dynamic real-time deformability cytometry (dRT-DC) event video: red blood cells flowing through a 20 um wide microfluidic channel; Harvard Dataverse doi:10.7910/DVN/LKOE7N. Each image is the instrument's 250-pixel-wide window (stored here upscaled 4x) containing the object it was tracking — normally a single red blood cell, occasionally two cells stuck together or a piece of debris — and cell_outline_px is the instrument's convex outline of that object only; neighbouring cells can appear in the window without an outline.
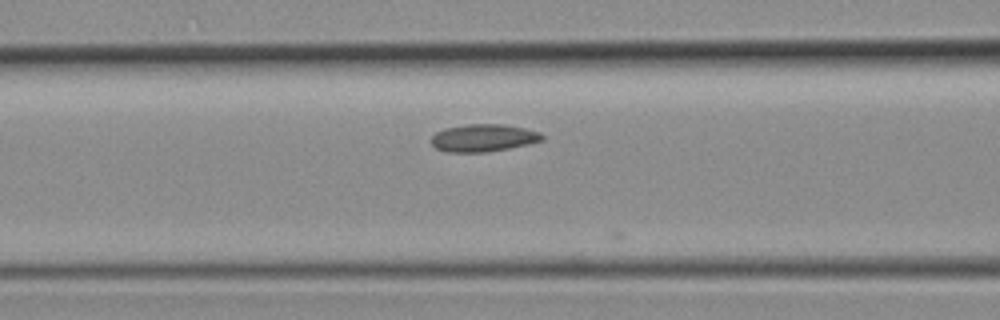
{"species": "common noctule bat (a hibernating species)", "species_latin": "Nyctalus noctula", "temperature_condition": "room temperature", "stored_images_in_passage": 8, "camera_frame_rate_fps": 3000, "um_per_image_px": 0.085, "animal": {"sex": "female", "body_mass_g": 19.3, "forearm_length_mm": 54.1}, "frame": {"image": 1, "passage_image": 5, "time_ms": 1.333, "image_size_px": [1000, 320], "cell_outline_px": [[544, 140], [532, 144], [488, 152], [448, 152], [436, 148], [432, 144], [432, 136], [436, 132], [444, 128], [468, 124], [504, 124], [524, 128], [540, 132], [544, 136]], "centroid_in_image_um": [41.13, 11.72], "position_along_channel_um": 125.5, "area_um2": 17.92}}
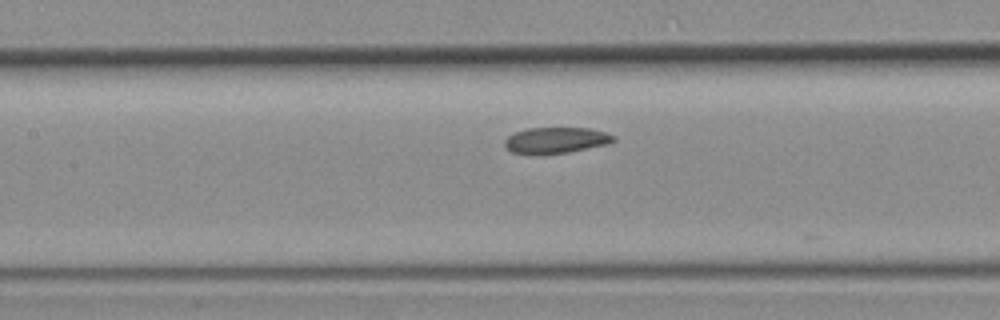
{"frame": {"image": 2, "passage_image": 7, "time_ms": 2.0, "image_size_px": [1000, 320], "cell_outline_px": [[616, 140], [608, 144], [568, 152], [512, 152], [504, 144], [504, 140], [508, 136], [516, 132], [528, 128], [588, 128], [604, 132], [616, 136]], "centroid_in_image_um": [47.31, 11.88], "position_along_channel_um": 160.1, "area_um2": 15.9}}